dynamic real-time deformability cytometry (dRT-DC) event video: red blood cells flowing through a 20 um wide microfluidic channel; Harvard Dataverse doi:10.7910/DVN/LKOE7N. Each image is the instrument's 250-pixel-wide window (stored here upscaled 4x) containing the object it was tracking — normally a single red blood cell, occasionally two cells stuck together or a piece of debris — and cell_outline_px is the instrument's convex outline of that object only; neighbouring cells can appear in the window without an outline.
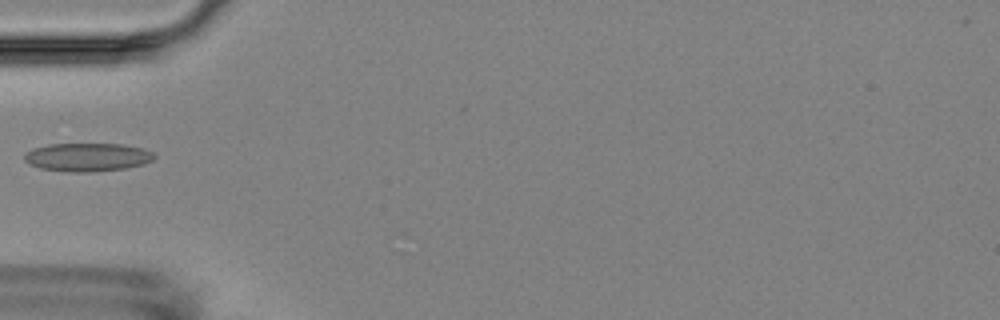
{"species": "Egyptian fruit bat (a non-hibernating species)", "species_latin": "Rousettus aegyptiacus", "temperature_condition": "room temperature", "stored_images_in_passage": 6, "camera_frame_rate_fps": 3000, "um_per_image_px": 0.085, "animal": {"sex": "female"}, "frame": {"image": 1, "passage_image": 5, "time_ms": 5.333, "image_size_px": [1000, 320], "cell_outline_px": [[156, 156], [152, 160], [144, 164], [124, 168], [92, 172], [64, 172], [40, 168], [28, 164], [24, 160], [24, 152], [32, 148], [48, 144], [120, 144], [140, 148], [152, 152]], "centroid_in_image_um": [7.36, 13.36], "position_along_channel_um": 77.6, "area_um2": 21.56}}